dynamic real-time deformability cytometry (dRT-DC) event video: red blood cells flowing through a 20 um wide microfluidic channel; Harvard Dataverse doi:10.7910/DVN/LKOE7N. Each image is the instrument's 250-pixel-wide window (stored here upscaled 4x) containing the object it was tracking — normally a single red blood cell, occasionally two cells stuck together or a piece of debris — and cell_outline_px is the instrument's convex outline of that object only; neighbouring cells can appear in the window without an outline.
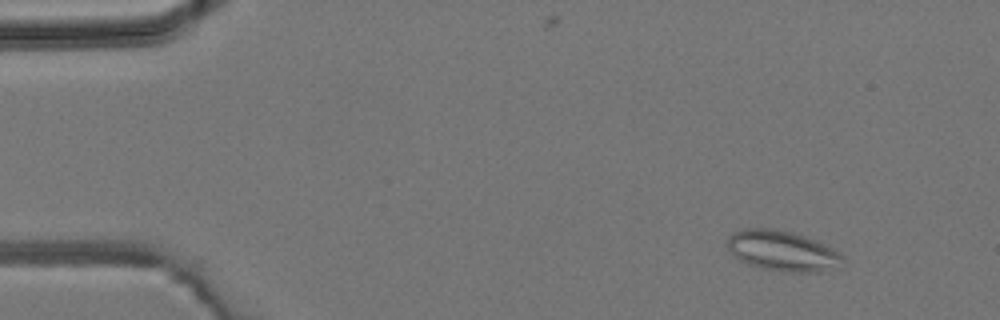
{"species": "common noctule bat (a hibernating species)", "species_latin": "Nyctalus noctula", "temperature_condition": "room temperature", "stored_images_in_passage": 4, "camera_frame_rate_fps": 3000, "um_per_image_px": 0.085, "animal": {"sex": "male", "body_mass_g": 19.2, "forearm_length_mm": 51.8}, "frame": {"image": 1, "passage_image": 1, "time_ms": 0.0, "image_size_px": [1000, 320], "cell_outline_px": [[844, 260], [840, 268], [820, 272], [784, 272], [760, 268], [748, 264], [732, 256], [728, 248], [728, 236], [732, 232], [744, 228], [772, 228], [792, 232], [804, 236], [840, 252], [844, 256]], "centroid_in_image_um": [66.51, 21.34], "position_along_channel_um": 18.5, "area_um2": 27.46}}